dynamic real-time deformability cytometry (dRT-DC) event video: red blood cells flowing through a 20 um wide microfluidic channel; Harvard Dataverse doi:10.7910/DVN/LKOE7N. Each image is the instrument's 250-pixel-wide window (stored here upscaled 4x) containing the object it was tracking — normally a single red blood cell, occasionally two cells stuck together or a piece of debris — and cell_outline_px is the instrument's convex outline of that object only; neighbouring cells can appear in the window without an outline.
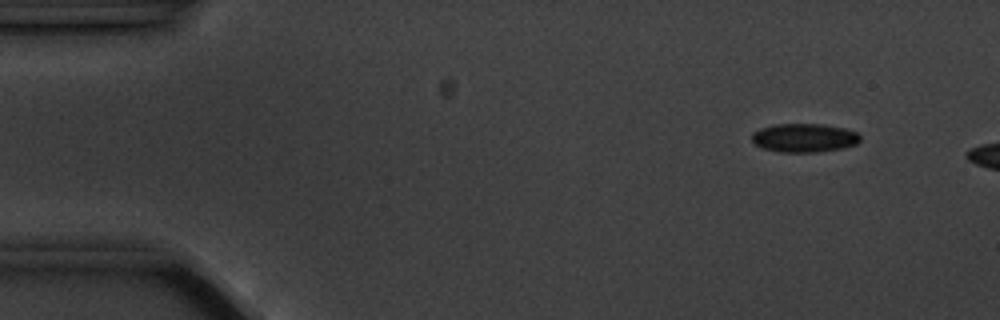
{"species": "common noctule bat (a hibernating species)", "species_latin": "Nyctalus noctula", "temperature_condition": "cold", "stored_images_in_passage": 3, "camera_frame_rate_fps": 3000, "um_per_image_px": 0.085, "animal": {"sex": "male", "body_mass_g": 20.1, "forearm_length_mm": 53.5}, "frame": {"image": 1, "passage_image": 1, "time_ms": 0.0, "image_size_px": [1000, 320], "cell_outline_px": [[860, 140], [856, 144], [844, 148], [816, 152], [780, 152], [764, 148], [756, 144], [752, 140], [752, 132], [760, 128], [772, 124], [820, 124], [844, 128], [856, 132], [860, 136]], "centroid_in_image_um": [68.35, 11.71], "position_along_channel_um": 16.7, "area_um2": 18.09}}